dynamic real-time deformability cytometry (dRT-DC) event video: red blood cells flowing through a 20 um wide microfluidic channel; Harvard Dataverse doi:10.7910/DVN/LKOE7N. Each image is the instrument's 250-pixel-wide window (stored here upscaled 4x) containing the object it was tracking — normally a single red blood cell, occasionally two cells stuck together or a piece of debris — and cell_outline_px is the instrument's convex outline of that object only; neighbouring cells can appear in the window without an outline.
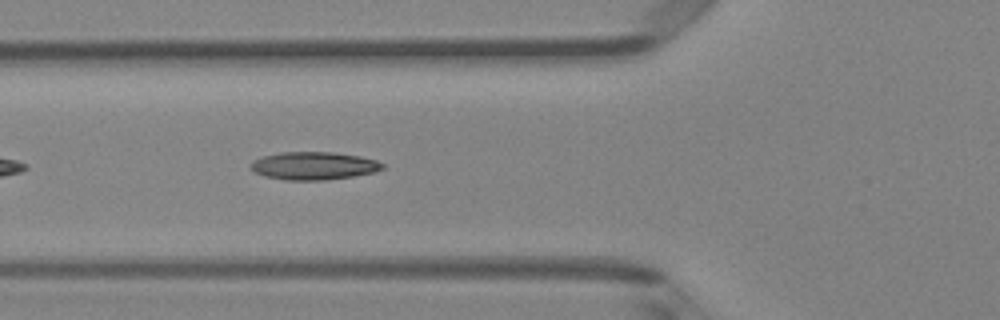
{"species": "Egyptian fruit bat (a non-hibernating species)", "species_latin": "Rousettus aegyptiacus", "temperature_condition": "room temperature", "stored_images_in_passage": 37, "camera_frame_rate_fps": 3000, "um_per_image_px": 0.085, "animal": {"sex": "female"}, "frame": {"image": 1, "passage_image": 5, "time_ms": 1.333, "image_size_px": [1000, 320], "cell_outline_px": [[384, 168], [372, 172], [352, 176], [324, 180], [284, 180], [264, 176], [256, 172], [252, 168], [252, 160], [264, 156], [280, 152], [332, 152], [360, 156], [376, 160], [384, 164]], "centroid_in_image_um": [26.67, 14.09], "position_along_channel_um": 99.1, "area_um2": 21.21}}
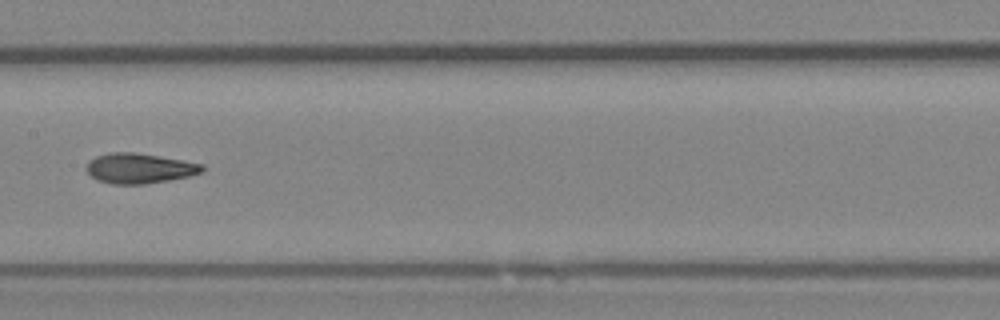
{"frame": {"image": 2, "passage_image": 12, "time_ms": 3.667, "image_size_px": [1000, 320], "cell_outline_px": [[204, 172], [188, 176], [168, 180], [144, 184], [112, 184], [96, 180], [84, 168], [88, 160], [96, 156], [108, 152], [132, 152], [204, 164]], "centroid_in_image_um": [11.8, 14.31], "position_along_channel_um": 195.6, "area_um2": 20.29}}
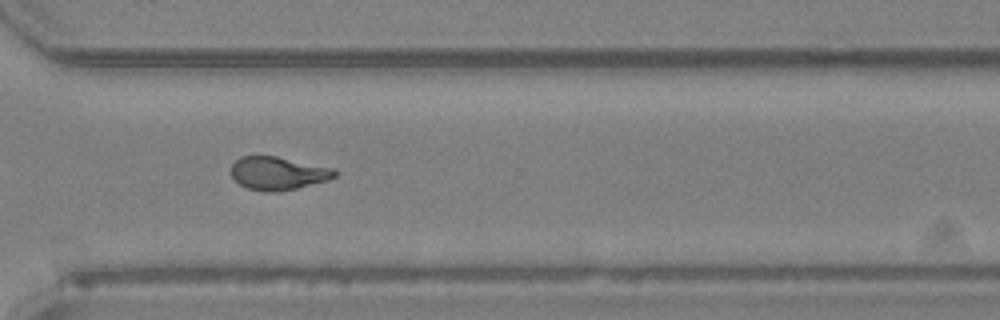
{"frame": {"image": 3, "passage_image": 23, "time_ms": 7.333, "image_size_px": [1000, 320], "cell_outline_px": [[336, 176], [328, 180], [296, 188], [276, 192], [264, 192], [248, 188], [240, 184], [232, 176], [232, 164], [240, 156], [276, 156], [332, 168], [336, 172]], "centroid_in_image_um": [23.61, 14.73], "position_along_channel_um": 347.0, "area_um2": 19.77}, "authors_computed_cell_mechanics": {"area_um2": 20.2878, "velocity_mm_per_s": 4.1395, "shape_relaxation_time_tau1_ms": 8.8892, "shape_relaxation_time_tau2_ms": 1.9144, "deformation_change_tau1": 0.2294, "deformation_change_tau2": 0.0807}}